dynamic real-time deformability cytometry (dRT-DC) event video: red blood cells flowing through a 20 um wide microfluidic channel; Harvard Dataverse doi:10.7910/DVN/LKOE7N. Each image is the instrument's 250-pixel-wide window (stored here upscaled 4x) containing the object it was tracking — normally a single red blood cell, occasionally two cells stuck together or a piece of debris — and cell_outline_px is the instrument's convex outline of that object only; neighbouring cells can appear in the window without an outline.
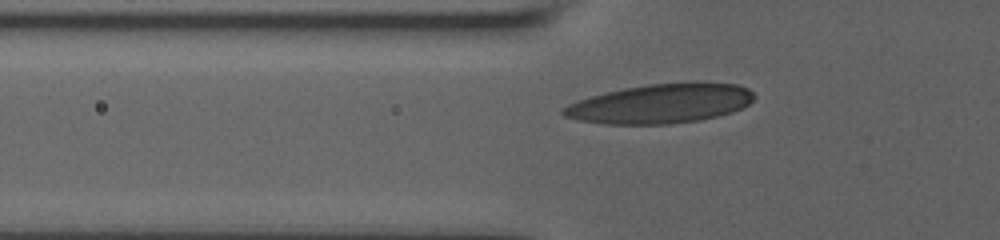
{"species": "human", "species_latin": "Homo sapiens", "temperature_condition": "room temperature", "stored_images_in_passage": 21, "camera_frame_rate_fps": 3000, "um_per_image_px": 0.085, "donor": {"sex": "male"}, "frame": {"image": 1, "passage_image": 8, "time_ms": 2.0, "image_size_px": [1000, 240], "cell_outline_px": [[756, 96], [748, 104], [732, 112], [700, 120], [668, 124], [604, 124], [576, 120], [564, 116], [560, 112], [560, 108], [568, 104], [592, 96], [624, 88], [648, 84], [688, 80], [696, 80], [736, 84], [748, 88]], "centroid_in_image_um": [56.17, 8.78], "position_along_channel_um": 69.6, "area_um2": 44.39}}
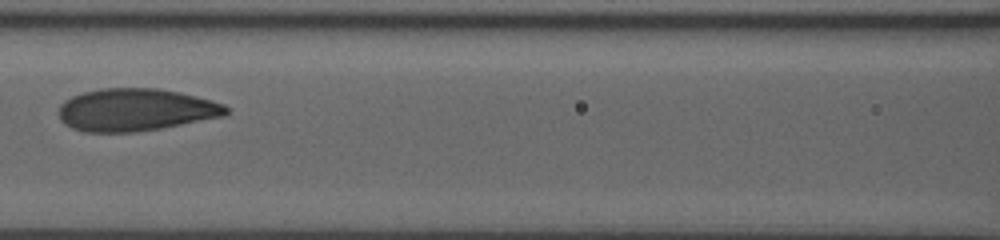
{"frame": {"image": 2, "passage_image": 14, "time_ms": 4.333, "image_size_px": [1000, 240], "cell_outline_px": [[228, 112], [224, 116], [160, 128], [132, 132], [84, 132], [72, 128], [64, 124], [60, 120], [60, 104], [64, 100], [72, 96], [84, 92], [100, 88], [156, 88], [180, 92], [196, 96], [224, 104], [228, 108]], "centroid_in_image_um": [11.5, 9.33], "position_along_channel_um": 155.1, "area_um2": 41.33}}
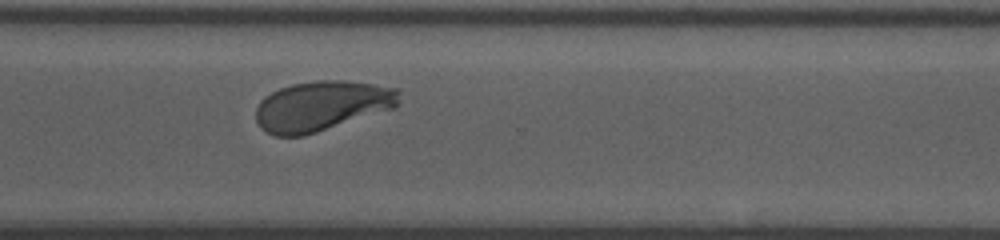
{"frame": {"image": 3, "passage_image": 21, "time_ms": 9.333, "image_size_px": [1000, 240], "cell_outline_px": [[400, 92], [396, 104], [392, 108], [304, 136], [276, 136], [260, 128], [256, 120], [256, 108], [260, 100], [264, 96], [280, 88], [292, 84], [316, 80], [344, 80], [400, 88]], "centroid_in_image_um": [27.3, 8.99], "position_along_channel_um": 343.3, "area_um2": 41.5}}